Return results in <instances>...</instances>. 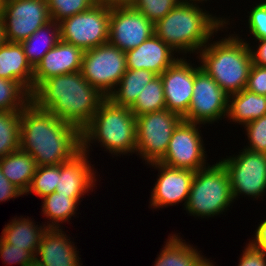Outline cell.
Segmentation results:
<instances>
[{
  "mask_svg": "<svg viewBox=\"0 0 266 266\" xmlns=\"http://www.w3.org/2000/svg\"><path fill=\"white\" fill-rule=\"evenodd\" d=\"M20 149L37 166L60 165L82 150L81 131L31 101L20 112Z\"/></svg>",
  "mask_w": 266,
  "mask_h": 266,
  "instance_id": "6da1fadb",
  "label": "cell"
},
{
  "mask_svg": "<svg viewBox=\"0 0 266 266\" xmlns=\"http://www.w3.org/2000/svg\"><path fill=\"white\" fill-rule=\"evenodd\" d=\"M91 86L81 71L44 80L31 94V101L40 109L82 131L106 99Z\"/></svg>",
  "mask_w": 266,
  "mask_h": 266,
  "instance_id": "7a4b0ae2",
  "label": "cell"
},
{
  "mask_svg": "<svg viewBox=\"0 0 266 266\" xmlns=\"http://www.w3.org/2000/svg\"><path fill=\"white\" fill-rule=\"evenodd\" d=\"M203 4L181 0L169 13L154 24V34L180 57L197 53L210 41L232 26L231 15L220 17L207 11ZM231 20V22H230Z\"/></svg>",
  "mask_w": 266,
  "mask_h": 266,
  "instance_id": "3957f363",
  "label": "cell"
},
{
  "mask_svg": "<svg viewBox=\"0 0 266 266\" xmlns=\"http://www.w3.org/2000/svg\"><path fill=\"white\" fill-rule=\"evenodd\" d=\"M213 39L197 53V62L228 96L236 94L245 89L253 64L248 38L234 31L222 39Z\"/></svg>",
  "mask_w": 266,
  "mask_h": 266,
  "instance_id": "277c9868",
  "label": "cell"
},
{
  "mask_svg": "<svg viewBox=\"0 0 266 266\" xmlns=\"http://www.w3.org/2000/svg\"><path fill=\"white\" fill-rule=\"evenodd\" d=\"M81 139L82 150L89 155L91 144L99 143L112 158L132 156L137 147L136 117L129 107L117 106L106 98L81 131Z\"/></svg>",
  "mask_w": 266,
  "mask_h": 266,
  "instance_id": "5b68a950",
  "label": "cell"
},
{
  "mask_svg": "<svg viewBox=\"0 0 266 266\" xmlns=\"http://www.w3.org/2000/svg\"><path fill=\"white\" fill-rule=\"evenodd\" d=\"M233 203L228 172L218 160L195 172L188 201L183 210L195 218L209 219L220 216L229 210Z\"/></svg>",
  "mask_w": 266,
  "mask_h": 266,
  "instance_id": "8992f818",
  "label": "cell"
},
{
  "mask_svg": "<svg viewBox=\"0 0 266 266\" xmlns=\"http://www.w3.org/2000/svg\"><path fill=\"white\" fill-rule=\"evenodd\" d=\"M219 160L226 168L234 202L239 196L252 200L266 195V154L242 148L239 153Z\"/></svg>",
  "mask_w": 266,
  "mask_h": 266,
  "instance_id": "52a82bcc",
  "label": "cell"
},
{
  "mask_svg": "<svg viewBox=\"0 0 266 266\" xmlns=\"http://www.w3.org/2000/svg\"><path fill=\"white\" fill-rule=\"evenodd\" d=\"M183 118L167 109L136 116V155L145 165L160 162L173 131Z\"/></svg>",
  "mask_w": 266,
  "mask_h": 266,
  "instance_id": "ba28073f",
  "label": "cell"
},
{
  "mask_svg": "<svg viewBox=\"0 0 266 266\" xmlns=\"http://www.w3.org/2000/svg\"><path fill=\"white\" fill-rule=\"evenodd\" d=\"M110 6L96 3L87 11L59 21L60 40L83 51L109 41Z\"/></svg>",
  "mask_w": 266,
  "mask_h": 266,
  "instance_id": "9c48e42d",
  "label": "cell"
},
{
  "mask_svg": "<svg viewBox=\"0 0 266 266\" xmlns=\"http://www.w3.org/2000/svg\"><path fill=\"white\" fill-rule=\"evenodd\" d=\"M126 70L125 52L109 42L84 51L82 76L106 97L115 89Z\"/></svg>",
  "mask_w": 266,
  "mask_h": 266,
  "instance_id": "30bf717a",
  "label": "cell"
},
{
  "mask_svg": "<svg viewBox=\"0 0 266 266\" xmlns=\"http://www.w3.org/2000/svg\"><path fill=\"white\" fill-rule=\"evenodd\" d=\"M227 112L228 95L199 64H194L193 96L183 120L207 126L225 119Z\"/></svg>",
  "mask_w": 266,
  "mask_h": 266,
  "instance_id": "8fae6325",
  "label": "cell"
},
{
  "mask_svg": "<svg viewBox=\"0 0 266 266\" xmlns=\"http://www.w3.org/2000/svg\"><path fill=\"white\" fill-rule=\"evenodd\" d=\"M199 123L182 120L173 131L161 163L181 169L198 171L207 167V151Z\"/></svg>",
  "mask_w": 266,
  "mask_h": 266,
  "instance_id": "7c38bea8",
  "label": "cell"
},
{
  "mask_svg": "<svg viewBox=\"0 0 266 266\" xmlns=\"http://www.w3.org/2000/svg\"><path fill=\"white\" fill-rule=\"evenodd\" d=\"M1 21L7 42L20 43L51 18L46 0H4Z\"/></svg>",
  "mask_w": 266,
  "mask_h": 266,
  "instance_id": "4fadbf2b",
  "label": "cell"
},
{
  "mask_svg": "<svg viewBox=\"0 0 266 266\" xmlns=\"http://www.w3.org/2000/svg\"><path fill=\"white\" fill-rule=\"evenodd\" d=\"M154 34V24L131 5L110 6L109 43L121 51L138 47Z\"/></svg>",
  "mask_w": 266,
  "mask_h": 266,
  "instance_id": "5bb4252c",
  "label": "cell"
},
{
  "mask_svg": "<svg viewBox=\"0 0 266 266\" xmlns=\"http://www.w3.org/2000/svg\"><path fill=\"white\" fill-rule=\"evenodd\" d=\"M158 171L155 184L151 190L149 207L153 210L176 206L183 203L185 208L195 171L189 169L173 168L161 162L148 164Z\"/></svg>",
  "mask_w": 266,
  "mask_h": 266,
  "instance_id": "9a60e30c",
  "label": "cell"
},
{
  "mask_svg": "<svg viewBox=\"0 0 266 266\" xmlns=\"http://www.w3.org/2000/svg\"><path fill=\"white\" fill-rule=\"evenodd\" d=\"M179 57L161 75L166 109L181 116L187 114L193 96L194 64Z\"/></svg>",
  "mask_w": 266,
  "mask_h": 266,
  "instance_id": "2e32d148",
  "label": "cell"
},
{
  "mask_svg": "<svg viewBox=\"0 0 266 266\" xmlns=\"http://www.w3.org/2000/svg\"><path fill=\"white\" fill-rule=\"evenodd\" d=\"M90 156L81 150L72 159L58 165V182L55 192L70 195L79 204L85 198L84 195L86 196L90 191L93 192L98 182L96 177L98 172H96L95 165L91 164Z\"/></svg>",
  "mask_w": 266,
  "mask_h": 266,
  "instance_id": "e0dca14e",
  "label": "cell"
},
{
  "mask_svg": "<svg viewBox=\"0 0 266 266\" xmlns=\"http://www.w3.org/2000/svg\"><path fill=\"white\" fill-rule=\"evenodd\" d=\"M84 51L60 40L34 68L33 91L46 79L81 71Z\"/></svg>",
  "mask_w": 266,
  "mask_h": 266,
  "instance_id": "ac0fdd59",
  "label": "cell"
},
{
  "mask_svg": "<svg viewBox=\"0 0 266 266\" xmlns=\"http://www.w3.org/2000/svg\"><path fill=\"white\" fill-rule=\"evenodd\" d=\"M61 229L47 228L42 235L35 260L43 266H82L77 245L70 234Z\"/></svg>",
  "mask_w": 266,
  "mask_h": 266,
  "instance_id": "d6986e66",
  "label": "cell"
},
{
  "mask_svg": "<svg viewBox=\"0 0 266 266\" xmlns=\"http://www.w3.org/2000/svg\"><path fill=\"white\" fill-rule=\"evenodd\" d=\"M125 54L127 69H145L157 75H161L180 57L155 34Z\"/></svg>",
  "mask_w": 266,
  "mask_h": 266,
  "instance_id": "ffe728a7",
  "label": "cell"
},
{
  "mask_svg": "<svg viewBox=\"0 0 266 266\" xmlns=\"http://www.w3.org/2000/svg\"><path fill=\"white\" fill-rule=\"evenodd\" d=\"M180 233L169 234L168 239L157 255L154 266H213L212 260L189 242L182 239Z\"/></svg>",
  "mask_w": 266,
  "mask_h": 266,
  "instance_id": "44dd1931",
  "label": "cell"
},
{
  "mask_svg": "<svg viewBox=\"0 0 266 266\" xmlns=\"http://www.w3.org/2000/svg\"><path fill=\"white\" fill-rule=\"evenodd\" d=\"M34 69L18 42H6L0 47V78L20 82L31 94Z\"/></svg>",
  "mask_w": 266,
  "mask_h": 266,
  "instance_id": "7402d4cb",
  "label": "cell"
},
{
  "mask_svg": "<svg viewBox=\"0 0 266 266\" xmlns=\"http://www.w3.org/2000/svg\"><path fill=\"white\" fill-rule=\"evenodd\" d=\"M36 223L29 216L15 217L4 226L0 239L4 243L29 250L36 256L42 235L47 229L43 222L42 225Z\"/></svg>",
  "mask_w": 266,
  "mask_h": 266,
  "instance_id": "603a6c76",
  "label": "cell"
},
{
  "mask_svg": "<svg viewBox=\"0 0 266 266\" xmlns=\"http://www.w3.org/2000/svg\"><path fill=\"white\" fill-rule=\"evenodd\" d=\"M266 115V96L247 89L228 96L227 121L244 126Z\"/></svg>",
  "mask_w": 266,
  "mask_h": 266,
  "instance_id": "cb8c5ba5",
  "label": "cell"
},
{
  "mask_svg": "<svg viewBox=\"0 0 266 266\" xmlns=\"http://www.w3.org/2000/svg\"><path fill=\"white\" fill-rule=\"evenodd\" d=\"M0 168L6 178L25 194L35 174L37 165L29 153L18 149L0 158Z\"/></svg>",
  "mask_w": 266,
  "mask_h": 266,
  "instance_id": "d4e9b609",
  "label": "cell"
},
{
  "mask_svg": "<svg viewBox=\"0 0 266 266\" xmlns=\"http://www.w3.org/2000/svg\"><path fill=\"white\" fill-rule=\"evenodd\" d=\"M157 76L145 69H127L107 98L117 106L130 107L142 89Z\"/></svg>",
  "mask_w": 266,
  "mask_h": 266,
  "instance_id": "484cf974",
  "label": "cell"
},
{
  "mask_svg": "<svg viewBox=\"0 0 266 266\" xmlns=\"http://www.w3.org/2000/svg\"><path fill=\"white\" fill-rule=\"evenodd\" d=\"M60 41L59 23L51 20L20 42L29 64L34 69L43 56Z\"/></svg>",
  "mask_w": 266,
  "mask_h": 266,
  "instance_id": "4316f807",
  "label": "cell"
},
{
  "mask_svg": "<svg viewBox=\"0 0 266 266\" xmlns=\"http://www.w3.org/2000/svg\"><path fill=\"white\" fill-rule=\"evenodd\" d=\"M42 199V214L48 218L46 227L61 229L63 223L70 222L72 216L79 214L78 205H80L75 199L70 197V195L58 194L53 192Z\"/></svg>",
  "mask_w": 266,
  "mask_h": 266,
  "instance_id": "83f0119b",
  "label": "cell"
},
{
  "mask_svg": "<svg viewBox=\"0 0 266 266\" xmlns=\"http://www.w3.org/2000/svg\"><path fill=\"white\" fill-rule=\"evenodd\" d=\"M136 116L166 109L164 90L160 75L149 82L136 101L129 107Z\"/></svg>",
  "mask_w": 266,
  "mask_h": 266,
  "instance_id": "f1b7e54d",
  "label": "cell"
},
{
  "mask_svg": "<svg viewBox=\"0 0 266 266\" xmlns=\"http://www.w3.org/2000/svg\"><path fill=\"white\" fill-rule=\"evenodd\" d=\"M31 102V93L14 80L0 78V111L21 112Z\"/></svg>",
  "mask_w": 266,
  "mask_h": 266,
  "instance_id": "f546056e",
  "label": "cell"
},
{
  "mask_svg": "<svg viewBox=\"0 0 266 266\" xmlns=\"http://www.w3.org/2000/svg\"><path fill=\"white\" fill-rule=\"evenodd\" d=\"M20 149V112L0 111V158Z\"/></svg>",
  "mask_w": 266,
  "mask_h": 266,
  "instance_id": "4dcf8cb0",
  "label": "cell"
},
{
  "mask_svg": "<svg viewBox=\"0 0 266 266\" xmlns=\"http://www.w3.org/2000/svg\"><path fill=\"white\" fill-rule=\"evenodd\" d=\"M58 182V165L37 166L30 186L24 195H31L43 198L56 190Z\"/></svg>",
  "mask_w": 266,
  "mask_h": 266,
  "instance_id": "1f68e13d",
  "label": "cell"
},
{
  "mask_svg": "<svg viewBox=\"0 0 266 266\" xmlns=\"http://www.w3.org/2000/svg\"><path fill=\"white\" fill-rule=\"evenodd\" d=\"M51 20L59 22L62 19L87 11L96 0H46Z\"/></svg>",
  "mask_w": 266,
  "mask_h": 266,
  "instance_id": "d6a6232c",
  "label": "cell"
},
{
  "mask_svg": "<svg viewBox=\"0 0 266 266\" xmlns=\"http://www.w3.org/2000/svg\"><path fill=\"white\" fill-rule=\"evenodd\" d=\"M181 0H134L131 6L140 11L151 23L156 24Z\"/></svg>",
  "mask_w": 266,
  "mask_h": 266,
  "instance_id": "836d02e7",
  "label": "cell"
},
{
  "mask_svg": "<svg viewBox=\"0 0 266 266\" xmlns=\"http://www.w3.org/2000/svg\"><path fill=\"white\" fill-rule=\"evenodd\" d=\"M243 127L248 140L244 148L266 154V115L253 120Z\"/></svg>",
  "mask_w": 266,
  "mask_h": 266,
  "instance_id": "e575fe53",
  "label": "cell"
},
{
  "mask_svg": "<svg viewBox=\"0 0 266 266\" xmlns=\"http://www.w3.org/2000/svg\"><path fill=\"white\" fill-rule=\"evenodd\" d=\"M259 2V3H258ZM250 7L247 12V25L249 28L247 32L254 37L252 40H266V4L261 3L259 0ZM248 26V27H247Z\"/></svg>",
  "mask_w": 266,
  "mask_h": 266,
  "instance_id": "d590c367",
  "label": "cell"
},
{
  "mask_svg": "<svg viewBox=\"0 0 266 266\" xmlns=\"http://www.w3.org/2000/svg\"><path fill=\"white\" fill-rule=\"evenodd\" d=\"M0 258L7 265L18 264L20 266H26L35 259V256L29 250L4 243L0 239Z\"/></svg>",
  "mask_w": 266,
  "mask_h": 266,
  "instance_id": "8d00e7d4",
  "label": "cell"
},
{
  "mask_svg": "<svg viewBox=\"0 0 266 266\" xmlns=\"http://www.w3.org/2000/svg\"><path fill=\"white\" fill-rule=\"evenodd\" d=\"M245 89L266 96V67L252 64Z\"/></svg>",
  "mask_w": 266,
  "mask_h": 266,
  "instance_id": "74e56055",
  "label": "cell"
},
{
  "mask_svg": "<svg viewBox=\"0 0 266 266\" xmlns=\"http://www.w3.org/2000/svg\"><path fill=\"white\" fill-rule=\"evenodd\" d=\"M242 252L238 266H266V256L250 242Z\"/></svg>",
  "mask_w": 266,
  "mask_h": 266,
  "instance_id": "f35d334b",
  "label": "cell"
},
{
  "mask_svg": "<svg viewBox=\"0 0 266 266\" xmlns=\"http://www.w3.org/2000/svg\"><path fill=\"white\" fill-rule=\"evenodd\" d=\"M21 196L24 194L6 178L0 168V203Z\"/></svg>",
  "mask_w": 266,
  "mask_h": 266,
  "instance_id": "ab89813d",
  "label": "cell"
},
{
  "mask_svg": "<svg viewBox=\"0 0 266 266\" xmlns=\"http://www.w3.org/2000/svg\"><path fill=\"white\" fill-rule=\"evenodd\" d=\"M254 41L255 42L257 41L255 46L249 43L250 40L246 41L250 48L252 63L255 65L266 67V40H254ZM257 43H258V46H257Z\"/></svg>",
  "mask_w": 266,
  "mask_h": 266,
  "instance_id": "60d3db41",
  "label": "cell"
},
{
  "mask_svg": "<svg viewBox=\"0 0 266 266\" xmlns=\"http://www.w3.org/2000/svg\"><path fill=\"white\" fill-rule=\"evenodd\" d=\"M252 238L249 242L266 256V219L258 223Z\"/></svg>",
  "mask_w": 266,
  "mask_h": 266,
  "instance_id": "b9f144b4",
  "label": "cell"
},
{
  "mask_svg": "<svg viewBox=\"0 0 266 266\" xmlns=\"http://www.w3.org/2000/svg\"><path fill=\"white\" fill-rule=\"evenodd\" d=\"M134 0H100V3L107 6H125L131 5Z\"/></svg>",
  "mask_w": 266,
  "mask_h": 266,
  "instance_id": "7bdbcfd3",
  "label": "cell"
},
{
  "mask_svg": "<svg viewBox=\"0 0 266 266\" xmlns=\"http://www.w3.org/2000/svg\"><path fill=\"white\" fill-rule=\"evenodd\" d=\"M7 42L4 24L0 19V47Z\"/></svg>",
  "mask_w": 266,
  "mask_h": 266,
  "instance_id": "ee69618b",
  "label": "cell"
},
{
  "mask_svg": "<svg viewBox=\"0 0 266 266\" xmlns=\"http://www.w3.org/2000/svg\"><path fill=\"white\" fill-rule=\"evenodd\" d=\"M26 266H43V265L34 259L30 264H28Z\"/></svg>",
  "mask_w": 266,
  "mask_h": 266,
  "instance_id": "f6af8a7d",
  "label": "cell"
},
{
  "mask_svg": "<svg viewBox=\"0 0 266 266\" xmlns=\"http://www.w3.org/2000/svg\"><path fill=\"white\" fill-rule=\"evenodd\" d=\"M186 1H190V2H194V3H200L203 4L206 3L207 1L210 2V0H186Z\"/></svg>",
  "mask_w": 266,
  "mask_h": 266,
  "instance_id": "bcb514c9",
  "label": "cell"
},
{
  "mask_svg": "<svg viewBox=\"0 0 266 266\" xmlns=\"http://www.w3.org/2000/svg\"><path fill=\"white\" fill-rule=\"evenodd\" d=\"M3 1L4 0H0V19H1L2 9H3Z\"/></svg>",
  "mask_w": 266,
  "mask_h": 266,
  "instance_id": "7dc6e473",
  "label": "cell"
},
{
  "mask_svg": "<svg viewBox=\"0 0 266 266\" xmlns=\"http://www.w3.org/2000/svg\"><path fill=\"white\" fill-rule=\"evenodd\" d=\"M260 2L266 4V0H260Z\"/></svg>",
  "mask_w": 266,
  "mask_h": 266,
  "instance_id": "c3c4849f",
  "label": "cell"
}]
</instances>
